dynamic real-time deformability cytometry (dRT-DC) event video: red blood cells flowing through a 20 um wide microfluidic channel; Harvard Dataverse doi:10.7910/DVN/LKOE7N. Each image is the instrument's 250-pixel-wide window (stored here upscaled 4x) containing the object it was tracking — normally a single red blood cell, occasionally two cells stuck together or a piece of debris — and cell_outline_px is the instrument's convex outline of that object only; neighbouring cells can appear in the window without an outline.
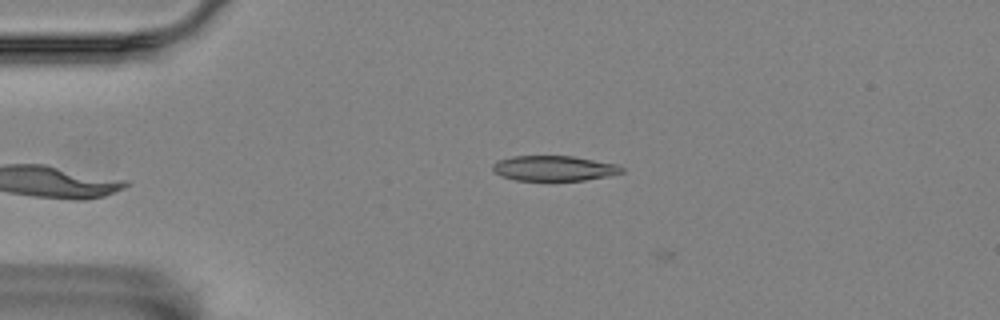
{"species": "Egyptian fruit bat (a non-hibernating species)", "species_latin": "Rousettus aegyptiacus", "temperature_condition": "room temperature", "stored_images_in_passage": 8, "camera_frame_rate_fps": 3000, "um_per_image_px": 0.085, "animal": {"sex": "female"}, "frame": {"image": 1, "passage_image": 7, "time_ms": 2.0, "image_size_px": [1000, 320], "cell_outline_px": [[624, 172], [584, 180], [516, 180], [500, 176], [492, 168], [492, 164], [500, 160], [512, 156], [572, 156], [620, 164], [624, 168]], "centroid_in_image_um": [47.11, 14.29], "position_along_channel_um": 37.9, "area_um2": 18.84}}